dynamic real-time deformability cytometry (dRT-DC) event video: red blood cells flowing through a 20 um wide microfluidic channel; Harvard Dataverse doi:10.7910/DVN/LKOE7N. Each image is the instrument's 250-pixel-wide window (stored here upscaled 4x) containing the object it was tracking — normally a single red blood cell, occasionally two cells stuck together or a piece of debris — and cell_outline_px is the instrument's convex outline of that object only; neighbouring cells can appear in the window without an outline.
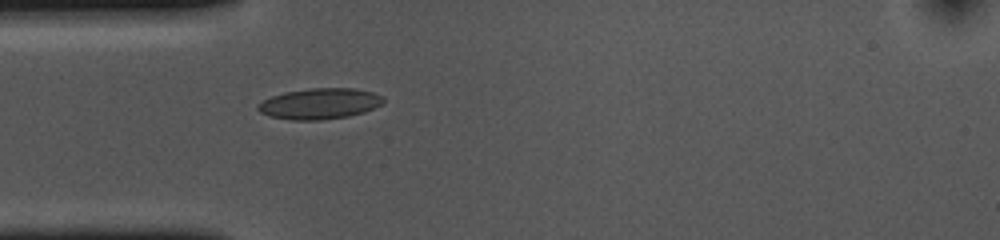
{"species": "common noctule bat (a hibernating species)", "species_latin": "Nyctalus noctula", "temperature_condition": "cold", "stored_images_in_passage": 40, "camera_frame_rate_fps": 3000, "um_per_image_px": 0.085, "animal": {"sex": "female", "body_mass_g": 10.0, "forearm_length_mm": 53.1}, "frame": {"image": 1, "passage_image": 1, "time_ms": 0.0, "image_size_px": [1000, 240], "cell_outline_px": [[384, 100], [380, 104], [364, 112], [348, 116], [320, 120], [292, 120], [268, 116], [260, 112], [256, 108], [256, 104], [272, 96], [284, 92], [312, 88], [356, 88], [372, 92], [384, 96]], "centroid_in_image_um": [27.14, 8.81], "position_along_channel_um": 57.9, "area_um2": 22.54}}
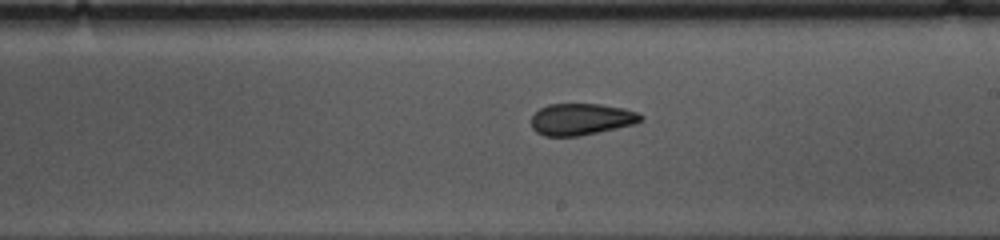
{"frame": {"image": 2, "passage_image": 16, "time_ms": 5.0, "image_size_px": [1000, 240], "cell_outline_px": [[644, 120], [636, 124], [580, 136], [544, 136], [536, 132], [532, 128], [532, 116], [540, 108], [548, 104], [600, 104], [624, 108], [636, 112], [644, 116]], "centroid_in_image_um": [49.43, 10.14], "position_along_channel_um": 239.6, "area_um2": 20.35}}
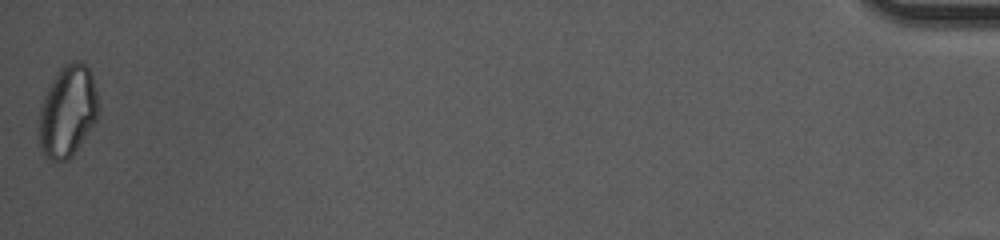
{"frame": {"image": 3, "passage_image": 40, "time_ms": 13.0, "image_size_px": [1000, 240], "cell_outline_px": [[100, 108], [96, 120], [72, 156], [68, 160], [52, 160], [44, 156], [40, 144], [40, 108], [44, 96], [48, 88], [60, 68], [64, 64], [72, 60], [80, 60], [88, 68], [92, 76]], "centroid_in_image_um": [5.77, 9.44], "position_along_channel_um": 429.4, "area_um2": 31.33}, "authors_computed_cell_mechanics": {"area_um2": 20.9525, "velocity_mm_per_s": 3.6496, "shape_relaxation_time_tau1_ms": 6.5154, "shape_relaxation_time_tau2_ms": 2.5728, "deformation_change_tau1": 0.1243, "deformation_change_tau2": 0.0746}}